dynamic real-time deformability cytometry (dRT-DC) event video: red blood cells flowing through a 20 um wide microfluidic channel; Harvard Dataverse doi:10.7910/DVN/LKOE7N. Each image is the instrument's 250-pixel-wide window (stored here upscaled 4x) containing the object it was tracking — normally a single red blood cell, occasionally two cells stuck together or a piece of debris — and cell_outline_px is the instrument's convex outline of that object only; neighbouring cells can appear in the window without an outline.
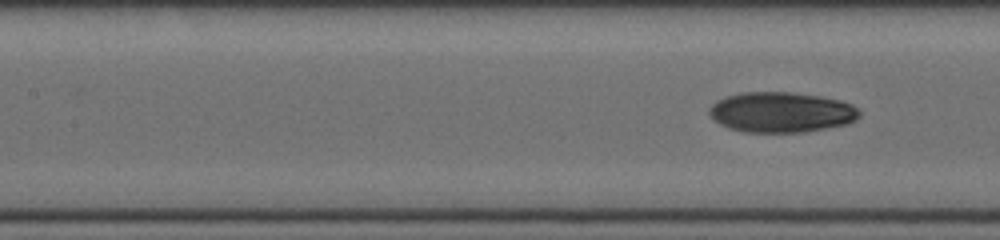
{"species": "human", "species_latin": "Homo sapiens", "temperature_condition": "cold", "stored_images_in_passage": 15, "segment_of_instrument_passage": [2, 2], "camera_frame_rate_fps": 3000, "um_per_image_px": 0.085, "donor": {"sex": "female"}, "frame": {"image": 1, "passage_image": 15, "time_ms": 4.667, "image_size_px": [1000, 240], "cell_outline_px": [[860, 116], [856, 120], [848, 124], [804, 132], [744, 132], [728, 128], [712, 120], [708, 112], [708, 108], [716, 100], [740, 92], [788, 92], [820, 96], [840, 100], [852, 104], [860, 112]], "centroid_in_image_um": [66.38, 9.54], "position_along_channel_um": 141.0, "area_um2": 35.55}}